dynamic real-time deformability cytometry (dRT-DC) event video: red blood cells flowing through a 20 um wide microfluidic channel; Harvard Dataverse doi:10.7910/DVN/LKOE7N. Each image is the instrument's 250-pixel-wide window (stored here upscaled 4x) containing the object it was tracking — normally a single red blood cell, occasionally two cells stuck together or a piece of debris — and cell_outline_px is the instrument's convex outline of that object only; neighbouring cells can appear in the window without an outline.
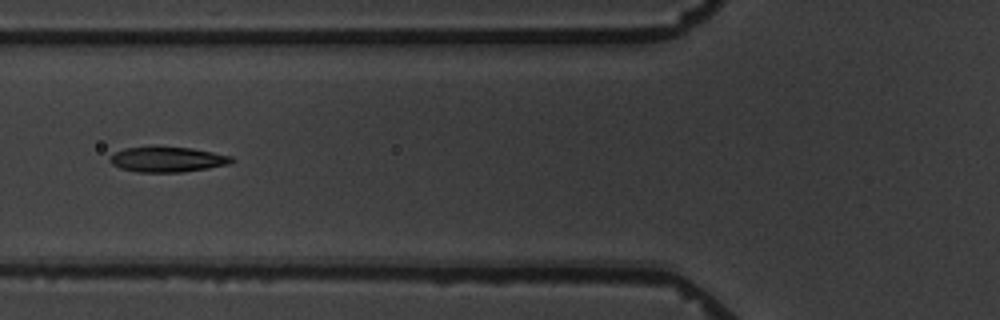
{"species": "common noctule bat (a hibernating species)", "species_latin": "Nyctalus noctula", "temperature_condition": "warm", "stored_images_in_passage": 11, "camera_frame_rate_fps": 3000, "um_per_image_px": 0.085, "animal": {"sex": "male", "body_mass_g": 19.5, "forearm_length_mm": 54.6}, "frame": {"image": 1, "passage_image": 5, "time_ms": 5.667, "image_size_px": [1000, 320], "cell_outline_px": [[236, 160], [228, 164], [208, 168], [184, 172], [136, 172], [120, 168], [112, 164], [108, 160], [116, 152], [124, 148], [192, 148], [232, 156]], "centroid_in_image_um": [14.26, 13.57], "position_along_channel_um": 111.5, "area_um2": 17.51}}
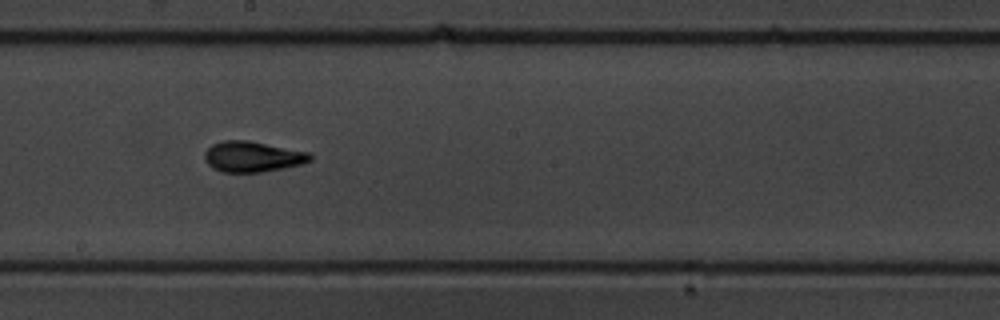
{"frame": {"image": 2, "passage_image": 8, "time_ms": 9.0, "image_size_px": [1000, 320], "cell_outline_px": [[312, 160], [300, 164], [260, 172], [220, 172], [212, 168], [204, 160], [204, 152], [212, 144], [224, 140], [248, 140], [312, 152]], "centroid_in_image_um": [21.45, 13.3], "position_along_channel_um": 226.7, "area_um2": 18.96}}
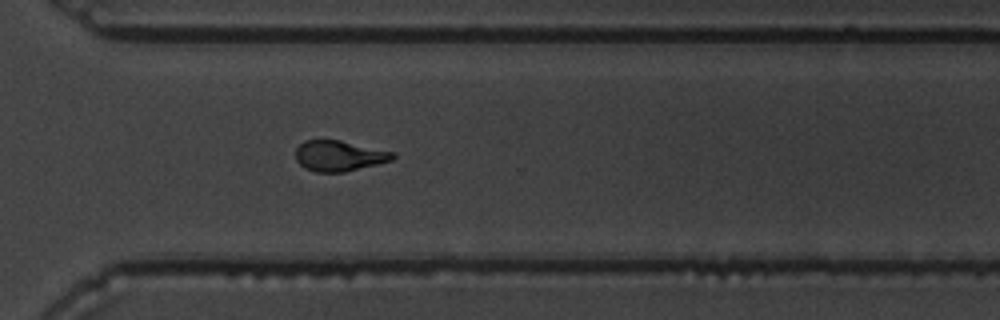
{"frame": {"image": 3, "passage_image": 11, "time_ms": 12.333, "image_size_px": [1000, 320], "cell_outline_px": [[396, 156], [392, 160], [344, 172], [316, 172], [304, 168], [296, 160], [296, 148], [304, 140], [340, 140], [396, 152]], "centroid_in_image_um": [28.83, 13.24], "position_along_channel_um": 341.8, "area_um2": 17.34}}